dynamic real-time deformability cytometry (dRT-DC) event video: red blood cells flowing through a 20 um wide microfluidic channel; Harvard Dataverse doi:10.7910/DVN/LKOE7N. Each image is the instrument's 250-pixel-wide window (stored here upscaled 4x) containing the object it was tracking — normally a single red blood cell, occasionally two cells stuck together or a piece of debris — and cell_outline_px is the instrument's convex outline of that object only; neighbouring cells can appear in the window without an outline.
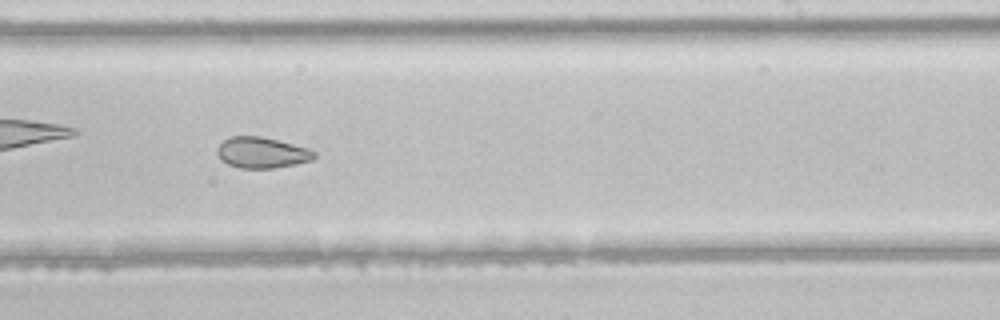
{"species": "common noctule bat (a hibernating species)", "species_latin": "Nyctalus noctula", "temperature_condition": "room temperature", "stored_images_in_passage": 41, "camera_frame_rate_fps": 3000, "um_per_image_px": 0.085, "animal": {"sex": "male", "body_mass_g": 21.5, "forearm_length_mm": 52.0}, "frame": {"image": 1, "passage_image": 24, "time_ms": 7.667, "image_size_px": [1000, 320], "cell_outline_px": [[316, 156], [312, 160], [296, 164], [272, 168], [240, 168], [228, 164], [220, 160], [216, 152], [216, 148], [224, 140], [232, 136], [260, 136], [308, 148], [316, 152]], "centroid_in_image_um": [22.24, 12.98], "position_along_channel_um": 266.8, "area_um2": 17.46}}